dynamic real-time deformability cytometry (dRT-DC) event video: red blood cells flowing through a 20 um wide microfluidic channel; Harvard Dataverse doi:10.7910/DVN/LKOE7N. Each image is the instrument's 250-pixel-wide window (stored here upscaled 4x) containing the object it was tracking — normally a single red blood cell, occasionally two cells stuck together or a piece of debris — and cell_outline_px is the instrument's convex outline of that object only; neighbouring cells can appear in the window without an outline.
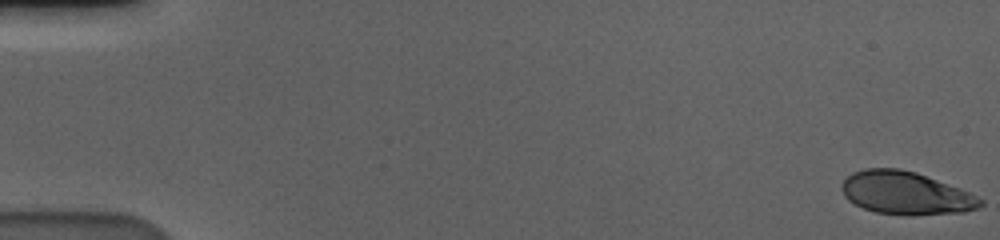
{"species": "human", "species_latin": "Homo sapiens", "temperature_condition": "cold", "stored_images_in_passage": 58, "camera_frame_rate_fps": 3000, "um_per_image_px": 0.085, "donor": {"sex": "male"}, "frame": {"image": 1, "passage_image": 1, "time_ms": 0.0, "image_size_px": [1000, 240], "cell_outline_px": [[984, 204], [976, 208], [964, 212], [908, 216], [876, 212], [864, 208], [848, 200], [844, 196], [840, 188], [840, 184], [852, 172], [864, 168], [900, 168], [916, 172], [968, 192], [984, 200]], "centroid_in_image_um": [76.95, 16.41], "position_along_channel_um": 8.0, "area_um2": 34.68}}
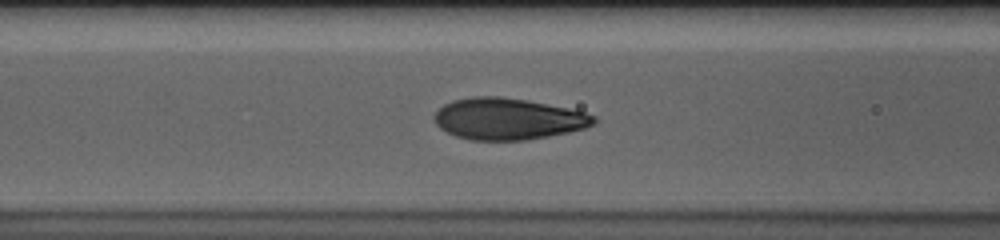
{"frame": {"image": 2, "passage_image": 25, "time_ms": 8.0, "image_size_px": [1000, 240], "cell_outline_px": [[596, 120], [592, 124], [584, 128], [568, 132], [548, 136], [524, 140], [472, 140], [456, 136], [440, 128], [436, 124], [436, 112], [444, 104], [452, 100], [472, 96], [500, 96], [524, 100], [568, 108], [584, 112], [596, 116]], "centroid_in_image_um": [43.17, 10.1], "position_along_channel_um": 123.4, "area_um2": 38.21}}
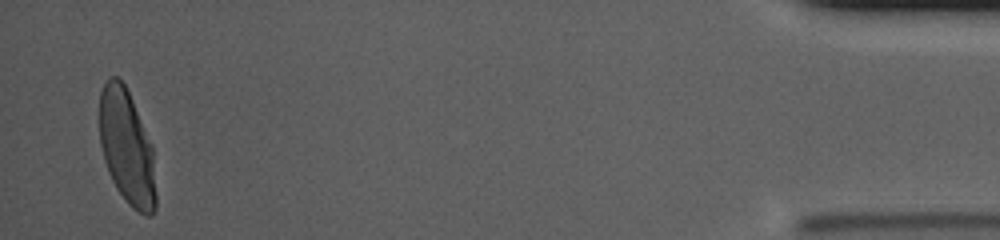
{"frame": {"image": 3, "passage_image": 57, "time_ms": 18.667, "image_size_px": [1000, 240], "cell_outline_px": [[156, 208], [148, 216], [144, 216], [132, 208], [128, 204], [116, 188], [108, 172], [104, 160], [100, 144], [100, 92], [108, 76], [120, 76], [132, 100], [152, 144], [156, 196]], "centroid_in_image_um": [10.78, 12.53], "position_along_channel_um": 424.4, "area_um2": 37.8}, "authors_computed_cell_mechanics": {"area_um2": 37.6856, "velocity_mm_per_s": 3.5801, "shape_relaxation_time_tau1_ms": 3.7293, "shape_relaxation_time_tau2_ms": null, "deformation_change_tau1": 0.1975, "deformation_change_tau2": null}}